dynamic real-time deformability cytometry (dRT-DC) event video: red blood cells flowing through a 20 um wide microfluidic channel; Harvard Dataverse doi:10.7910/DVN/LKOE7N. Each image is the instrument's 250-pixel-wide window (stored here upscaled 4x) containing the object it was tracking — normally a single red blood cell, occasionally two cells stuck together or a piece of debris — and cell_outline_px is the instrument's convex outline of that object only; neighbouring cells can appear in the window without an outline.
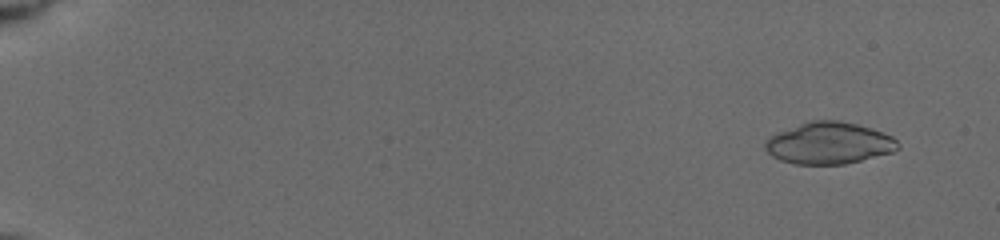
{"species": "common noctule bat (a hibernating species)", "species_latin": "Nyctalus noctula", "temperature_condition": "cold", "stored_images_in_passage": 20, "camera_frame_rate_fps": 3000, "um_per_image_px": 0.085, "animal": {"sex": "female", "body_mass_g": 19.5, "forearm_length_mm": 54.1}, "frame": {"image": 1, "passage_image": 4, "time_ms": 1.333, "image_size_px": [1000, 240], "cell_outline_px": [[900, 148], [892, 152], [844, 164], [796, 164], [780, 160], [772, 156], [764, 148], [764, 144], [772, 136], [780, 132], [800, 124], [812, 120], [836, 120], [856, 124], [872, 128], [892, 136], [900, 144]], "centroid_in_image_um": [70.5, 12.17], "position_along_channel_um": 14.5, "area_um2": 31.91}}